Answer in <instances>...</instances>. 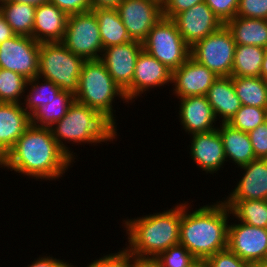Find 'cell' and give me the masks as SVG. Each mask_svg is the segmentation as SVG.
<instances>
[{
	"label": "cell",
	"instance_id": "obj_1",
	"mask_svg": "<svg viewBox=\"0 0 267 267\" xmlns=\"http://www.w3.org/2000/svg\"><path fill=\"white\" fill-rule=\"evenodd\" d=\"M73 162L59 147L49 127L31 124L0 161V168L6 167L36 181H51L61 178Z\"/></svg>",
	"mask_w": 267,
	"mask_h": 267
},
{
	"label": "cell",
	"instance_id": "obj_2",
	"mask_svg": "<svg viewBox=\"0 0 267 267\" xmlns=\"http://www.w3.org/2000/svg\"><path fill=\"white\" fill-rule=\"evenodd\" d=\"M181 203L179 244L185 246L197 260H206L228 247L230 209L216 201L189 212L190 204Z\"/></svg>",
	"mask_w": 267,
	"mask_h": 267
},
{
	"label": "cell",
	"instance_id": "obj_3",
	"mask_svg": "<svg viewBox=\"0 0 267 267\" xmlns=\"http://www.w3.org/2000/svg\"><path fill=\"white\" fill-rule=\"evenodd\" d=\"M126 249L135 260H153L169 247L179 244L181 203L163 212L125 219Z\"/></svg>",
	"mask_w": 267,
	"mask_h": 267
},
{
	"label": "cell",
	"instance_id": "obj_4",
	"mask_svg": "<svg viewBox=\"0 0 267 267\" xmlns=\"http://www.w3.org/2000/svg\"><path fill=\"white\" fill-rule=\"evenodd\" d=\"M53 138L59 147L74 161L76 153L71 151L67 143L102 144L116 139L117 130L98 111L74 100L65 116L51 127ZM68 141V142H66ZM64 142V143H63ZM102 142V143H101ZM67 146V147H66ZM70 149V150H69Z\"/></svg>",
	"mask_w": 267,
	"mask_h": 267
},
{
	"label": "cell",
	"instance_id": "obj_5",
	"mask_svg": "<svg viewBox=\"0 0 267 267\" xmlns=\"http://www.w3.org/2000/svg\"><path fill=\"white\" fill-rule=\"evenodd\" d=\"M74 96L77 102L98 111L116 129V119H114L116 115L113 114L114 99L121 98L130 104L125 92L114 82L100 59L84 62Z\"/></svg>",
	"mask_w": 267,
	"mask_h": 267
},
{
	"label": "cell",
	"instance_id": "obj_6",
	"mask_svg": "<svg viewBox=\"0 0 267 267\" xmlns=\"http://www.w3.org/2000/svg\"><path fill=\"white\" fill-rule=\"evenodd\" d=\"M85 61L68 50L62 42H43L39 49L38 76L52 81L62 91L75 94Z\"/></svg>",
	"mask_w": 267,
	"mask_h": 267
},
{
	"label": "cell",
	"instance_id": "obj_7",
	"mask_svg": "<svg viewBox=\"0 0 267 267\" xmlns=\"http://www.w3.org/2000/svg\"><path fill=\"white\" fill-rule=\"evenodd\" d=\"M142 45L145 52L171 71L179 68L190 57V46L172 19L162 17L149 31Z\"/></svg>",
	"mask_w": 267,
	"mask_h": 267
},
{
	"label": "cell",
	"instance_id": "obj_8",
	"mask_svg": "<svg viewBox=\"0 0 267 267\" xmlns=\"http://www.w3.org/2000/svg\"><path fill=\"white\" fill-rule=\"evenodd\" d=\"M236 43L226 25L190 47V56L218 77L232 76Z\"/></svg>",
	"mask_w": 267,
	"mask_h": 267
},
{
	"label": "cell",
	"instance_id": "obj_9",
	"mask_svg": "<svg viewBox=\"0 0 267 267\" xmlns=\"http://www.w3.org/2000/svg\"><path fill=\"white\" fill-rule=\"evenodd\" d=\"M62 43L73 54L85 60L101 59L103 45L95 13L91 10L68 15Z\"/></svg>",
	"mask_w": 267,
	"mask_h": 267
},
{
	"label": "cell",
	"instance_id": "obj_10",
	"mask_svg": "<svg viewBox=\"0 0 267 267\" xmlns=\"http://www.w3.org/2000/svg\"><path fill=\"white\" fill-rule=\"evenodd\" d=\"M40 43L33 37L15 35L0 44V68L30 80L38 76Z\"/></svg>",
	"mask_w": 267,
	"mask_h": 267
},
{
	"label": "cell",
	"instance_id": "obj_11",
	"mask_svg": "<svg viewBox=\"0 0 267 267\" xmlns=\"http://www.w3.org/2000/svg\"><path fill=\"white\" fill-rule=\"evenodd\" d=\"M116 10L130 38L139 42L163 17L162 6L154 0H123Z\"/></svg>",
	"mask_w": 267,
	"mask_h": 267
},
{
	"label": "cell",
	"instance_id": "obj_12",
	"mask_svg": "<svg viewBox=\"0 0 267 267\" xmlns=\"http://www.w3.org/2000/svg\"><path fill=\"white\" fill-rule=\"evenodd\" d=\"M231 224V225H230ZM228 226V249L249 263L267 258V228L238 221Z\"/></svg>",
	"mask_w": 267,
	"mask_h": 267
},
{
	"label": "cell",
	"instance_id": "obj_13",
	"mask_svg": "<svg viewBox=\"0 0 267 267\" xmlns=\"http://www.w3.org/2000/svg\"><path fill=\"white\" fill-rule=\"evenodd\" d=\"M172 20L190 47L224 25L205 2L177 14Z\"/></svg>",
	"mask_w": 267,
	"mask_h": 267
},
{
	"label": "cell",
	"instance_id": "obj_14",
	"mask_svg": "<svg viewBox=\"0 0 267 267\" xmlns=\"http://www.w3.org/2000/svg\"><path fill=\"white\" fill-rule=\"evenodd\" d=\"M172 83V71L155 57L142 50L135 63L132 84L124 91L128 102L142 96L149 89Z\"/></svg>",
	"mask_w": 267,
	"mask_h": 267
},
{
	"label": "cell",
	"instance_id": "obj_15",
	"mask_svg": "<svg viewBox=\"0 0 267 267\" xmlns=\"http://www.w3.org/2000/svg\"><path fill=\"white\" fill-rule=\"evenodd\" d=\"M219 77L191 56L172 71L173 95L178 99L188 96H205Z\"/></svg>",
	"mask_w": 267,
	"mask_h": 267
},
{
	"label": "cell",
	"instance_id": "obj_16",
	"mask_svg": "<svg viewBox=\"0 0 267 267\" xmlns=\"http://www.w3.org/2000/svg\"><path fill=\"white\" fill-rule=\"evenodd\" d=\"M142 50V42L136 40L103 49L100 60L105 64L114 82L123 91L132 84L136 59Z\"/></svg>",
	"mask_w": 267,
	"mask_h": 267
},
{
	"label": "cell",
	"instance_id": "obj_17",
	"mask_svg": "<svg viewBox=\"0 0 267 267\" xmlns=\"http://www.w3.org/2000/svg\"><path fill=\"white\" fill-rule=\"evenodd\" d=\"M192 136V137H191ZM190 156L193 162L206 173L214 174L228 162L218 129L190 135Z\"/></svg>",
	"mask_w": 267,
	"mask_h": 267
},
{
	"label": "cell",
	"instance_id": "obj_18",
	"mask_svg": "<svg viewBox=\"0 0 267 267\" xmlns=\"http://www.w3.org/2000/svg\"><path fill=\"white\" fill-rule=\"evenodd\" d=\"M31 125V116L23 104L0 102V161Z\"/></svg>",
	"mask_w": 267,
	"mask_h": 267
},
{
	"label": "cell",
	"instance_id": "obj_19",
	"mask_svg": "<svg viewBox=\"0 0 267 267\" xmlns=\"http://www.w3.org/2000/svg\"><path fill=\"white\" fill-rule=\"evenodd\" d=\"M240 169L242 178L224 200H267V159L256 158Z\"/></svg>",
	"mask_w": 267,
	"mask_h": 267
},
{
	"label": "cell",
	"instance_id": "obj_20",
	"mask_svg": "<svg viewBox=\"0 0 267 267\" xmlns=\"http://www.w3.org/2000/svg\"><path fill=\"white\" fill-rule=\"evenodd\" d=\"M179 100V122L188 135L218 128V125L214 127L217 119L206 96H188Z\"/></svg>",
	"mask_w": 267,
	"mask_h": 267
},
{
	"label": "cell",
	"instance_id": "obj_21",
	"mask_svg": "<svg viewBox=\"0 0 267 267\" xmlns=\"http://www.w3.org/2000/svg\"><path fill=\"white\" fill-rule=\"evenodd\" d=\"M68 15L47 2L36 6L32 37L38 43L62 42Z\"/></svg>",
	"mask_w": 267,
	"mask_h": 267
},
{
	"label": "cell",
	"instance_id": "obj_22",
	"mask_svg": "<svg viewBox=\"0 0 267 267\" xmlns=\"http://www.w3.org/2000/svg\"><path fill=\"white\" fill-rule=\"evenodd\" d=\"M205 96L212 107L216 119H222L219 123H228L241 107L231 76L219 77Z\"/></svg>",
	"mask_w": 267,
	"mask_h": 267
},
{
	"label": "cell",
	"instance_id": "obj_23",
	"mask_svg": "<svg viewBox=\"0 0 267 267\" xmlns=\"http://www.w3.org/2000/svg\"><path fill=\"white\" fill-rule=\"evenodd\" d=\"M224 147L226 159L231 160L237 167L250 163L255 158L253 146L248 132H243L229 125L220 123L217 128Z\"/></svg>",
	"mask_w": 267,
	"mask_h": 267
},
{
	"label": "cell",
	"instance_id": "obj_24",
	"mask_svg": "<svg viewBox=\"0 0 267 267\" xmlns=\"http://www.w3.org/2000/svg\"><path fill=\"white\" fill-rule=\"evenodd\" d=\"M236 45H255L267 48V20L235 16L226 24Z\"/></svg>",
	"mask_w": 267,
	"mask_h": 267
},
{
	"label": "cell",
	"instance_id": "obj_25",
	"mask_svg": "<svg viewBox=\"0 0 267 267\" xmlns=\"http://www.w3.org/2000/svg\"><path fill=\"white\" fill-rule=\"evenodd\" d=\"M92 11L98 20L103 49L132 41L116 9H92Z\"/></svg>",
	"mask_w": 267,
	"mask_h": 267
},
{
	"label": "cell",
	"instance_id": "obj_26",
	"mask_svg": "<svg viewBox=\"0 0 267 267\" xmlns=\"http://www.w3.org/2000/svg\"><path fill=\"white\" fill-rule=\"evenodd\" d=\"M35 10L31 4L0 2V13L16 35L32 37Z\"/></svg>",
	"mask_w": 267,
	"mask_h": 267
},
{
	"label": "cell",
	"instance_id": "obj_27",
	"mask_svg": "<svg viewBox=\"0 0 267 267\" xmlns=\"http://www.w3.org/2000/svg\"><path fill=\"white\" fill-rule=\"evenodd\" d=\"M235 221L267 228V200H222Z\"/></svg>",
	"mask_w": 267,
	"mask_h": 267
},
{
	"label": "cell",
	"instance_id": "obj_28",
	"mask_svg": "<svg viewBox=\"0 0 267 267\" xmlns=\"http://www.w3.org/2000/svg\"><path fill=\"white\" fill-rule=\"evenodd\" d=\"M265 48L255 45H236L231 77L261 76Z\"/></svg>",
	"mask_w": 267,
	"mask_h": 267
},
{
	"label": "cell",
	"instance_id": "obj_29",
	"mask_svg": "<svg viewBox=\"0 0 267 267\" xmlns=\"http://www.w3.org/2000/svg\"><path fill=\"white\" fill-rule=\"evenodd\" d=\"M233 86L241 105L267 109V85L258 77H232Z\"/></svg>",
	"mask_w": 267,
	"mask_h": 267
},
{
	"label": "cell",
	"instance_id": "obj_30",
	"mask_svg": "<svg viewBox=\"0 0 267 267\" xmlns=\"http://www.w3.org/2000/svg\"><path fill=\"white\" fill-rule=\"evenodd\" d=\"M75 96L69 91H61L50 103L40 106L31 115V124L37 127H51L60 121L67 113Z\"/></svg>",
	"mask_w": 267,
	"mask_h": 267
},
{
	"label": "cell",
	"instance_id": "obj_31",
	"mask_svg": "<svg viewBox=\"0 0 267 267\" xmlns=\"http://www.w3.org/2000/svg\"><path fill=\"white\" fill-rule=\"evenodd\" d=\"M41 79V81H40ZM41 82V83H40ZM29 93L23 97V107L30 116L40 107L50 103L62 91L58 85L52 81L36 76L27 82ZM26 105V106H25Z\"/></svg>",
	"mask_w": 267,
	"mask_h": 267
},
{
	"label": "cell",
	"instance_id": "obj_32",
	"mask_svg": "<svg viewBox=\"0 0 267 267\" xmlns=\"http://www.w3.org/2000/svg\"><path fill=\"white\" fill-rule=\"evenodd\" d=\"M27 82L22 75L0 68V102L22 104Z\"/></svg>",
	"mask_w": 267,
	"mask_h": 267
},
{
	"label": "cell",
	"instance_id": "obj_33",
	"mask_svg": "<svg viewBox=\"0 0 267 267\" xmlns=\"http://www.w3.org/2000/svg\"><path fill=\"white\" fill-rule=\"evenodd\" d=\"M265 121H267V109L241 105L228 124L243 132H249Z\"/></svg>",
	"mask_w": 267,
	"mask_h": 267
},
{
	"label": "cell",
	"instance_id": "obj_34",
	"mask_svg": "<svg viewBox=\"0 0 267 267\" xmlns=\"http://www.w3.org/2000/svg\"><path fill=\"white\" fill-rule=\"evenodd\" d=\"M153 262L158 267H192L197 259L183 245H175L161 252Z\"/></svg>",
	"mask_w": 267,
	"mask_h": 267
},
{
	"label": "cell",
	"instance_id": "obj_35",
	"mask_svg": "<svg viewBox=\"0 0 267 267\" xmlns=\"http://www.w3.org/2000/svg\"><path fill=\"white\" fill-rule=\"evenodd\" d=\"M117 253L103 254L104 256L87 264L86 267H131L135 258L126 248H122ZM72 267H76L72 265Z\"/></svg>",
	"mask_w": 267,
	"mask_h": 267
},
{
	"label": "cell",
	"instance_id": "obj_36",
	"mask_svg": "<svg viewBox=\"0 0 267 267\" xmlns=\"http://www.w3.org/2000/svg\"><path fill=\"white\" fill-rule=\"evenodd\" d=\"M236 16L267 20V0H239Z\"/></svg>",
	"mask_w": 267,
	"mask_h": 267
},
{
	"label": "cell",
	"instance_id": "obj_37",
	"mask_svg": "<svg viewBox=\"0 0 267 267\" xmlns=\"http://www.w3.org/2000/svg\"><path fill=\"white\" fill-rule=\"evenodd\" d=\"M210 267H250L251 263L242 260L228 248L216 252L205 260Z\"/></svg>",
	"mask_w": 267,
	"mask_h": 267
},
{
	"label": "cell",
	"instance_id": "obj_38",
	"mask_svg": "<svg viewBox=\"0 0 267 267\" xmlns=\"http://www.w3.org/2000/svg\"><path fill=\"white\" fill-rule=\"evenodd\" d=\"M204 2L225 25L236 16L239 0H204Z\"/></svg>",
	"mask_w": 267,
	"mask_h": 267
},
{
	"label": "cell",
	"instance_id": "obj_39",
	"mask_svg": "<svg viewBox=\"0 0 267 267\" xmlns=\"http://www.w3.org/2000/svg\"><path fill=\"white\" fill-rule=\"evenodd\" d=\"M255 158L267 159V121L248 132Z\"/></svg>",
	"mask_w": 267,
	"mask_h": 267
},
{
	"label": "cell",
	"instance_id": "obj_40",
	"mask_svg": "<svg viewBox=\"0 0 267 267\" xmlns=\"http://www.w3.org/2000/svg\"><path fill=\"white\" fill-rule=\"evenodd\" d=\"M203 2L204 0H166L162 5V15L164 18L173 19L177 14Z\"/></svg>",
	"mask_w": 267,
	"mask_h": 267
},
{
	"label": "cell",
	"instance_id": "obj_41",
	"mask_svg": "<svg viewBox=\"0 0 267 267\" xmlns=\"http://www.w3.org/2000/svg\"><path fill=\"white\" fill-rule=\"evenodd\" d=\"M67 15L91 11L90 0H49Z\"/></svg>",
	"mask_w": 267,
	"mask_h": 267
},
{
	"label": "cell",
	"instance_id": "obj_42",
	"mask_svg": "<svg viewBox=\"0 0 267 267\" xmlns=\"http://www.w3.org/2000/svg\"><path fill=\"white\" fill-rule=\"evenodd\" d=\"M72 263L69 264V262L56 259L53 256H43L35 259L30 265L27 267H72Z\"/></svg>",
	"mask_w": 267,
	"mask_h": 267
},
{
	"label": "cell",
	"instance_id": "obj_43",
	"mask_svg": "<svg viewBox=\"0 0 267 267\" xmlns=\"http://www.w3.org/2000/svg\"><path fill=\"white\" fill-rule=\"evenodd\" d=\"M123 0H90L92 9H116Z\"/></svg>",
	"mask_w": 267,
	"mask_h": 267
},
{
	"label": "cell",
	"instance_id": "obj_44",
	"mask_svg": "<svg viewBox=\"0 0 267 267\" xmlns=\"http://www.w3.org/2000/svg\"><path fill=\"white\" fill-rule=\"evenodd\" d=\"M15 35L16 34L13 32L12 27L6 22L5 18L0 13V44Z\"/></svg>",
	"mask_w": 267,
	"mask_h": 267
},
{
	"label": "cell",
	"instance_id": "obj_45",
	"mask_svg": "<svg viewBox=\"0 0 267 267\" xmlns=\"http://www.w3.org/2000/svg\"><path fill=\"white\" fill-rule=\"evenodd\" d=\"M0 2L26 3L33 6H39L41 4L49 2V0H0Z\"/></svg>",
	"mask_w": 267,
	"mask_h": 267
},
{
	"label": "cell",
	"instance_id": "obj_46",
	"mask_svg": "<svg viewBox=\"0 0 267 267\" xmlns=\"http://www.w3.org/2000/svg\"><path fill=\"white\" fill-rule=\"evenodd\" d=\"M131 267H158L153 260H134Z\"/></svg>",
	"mask_w": 267,
	"mask_h": 267
},
{
	"label": "cell",
	"instance_id": "obj_47",
	"mask_svg": "<svg viewBox=\"0 0 267 267\" xmlns=\"http://www.w3.org/2000/svg\"><path fill=\"white\" fill-rule=\"evenodd\" d=\"M261 77L263 79L267 77V48H265V53H264L263 62L261 66Z\"/></svg>",
	"mask_w": 267,
	"mask_h": 267
},
{
	"label": "cell",
	"instance_id": "obj_48",
	"mask_svg": "<svg viewBox=\"0 0 267 267\" xmlns=\"http://www.w3.org/2000/svg\"><path fill=\"white\" fill-rule=\"evenodd\" d=\"M250 267H267V261L252 262Z\"/></svg>",
	"mask_w": 267,
	"mask_h": 267
},
{
	"label": "cell",
	"instance_id": "obj_49",
	"mask_svg": "<svg viewBox=\"0 0 267 267\" xmlns=\"http://www.w3.org/2000/svg\"><path fill=\"white\" fill-rule=\"evenodd\" d=\"M192 267H210L205 260H197Z\"/></svg>",
	"mask_w": 267,
	"mask_h": 267
},
{
	"label": "cell",
	"instance_id": "obj_50",
	"mask_svg": "<svg viewBox=\"0 0 267 267\" xmlns=\"http://www.w3.org/2000/svg\"><path fill=\"white\" fill-rule=\"evenodd\" d=\"M154 1L159 3L161 6L166 2V0H154Z\"/></svg>",
	"mask_w": 267,
	"mask_h": 267
}]
</instances>
